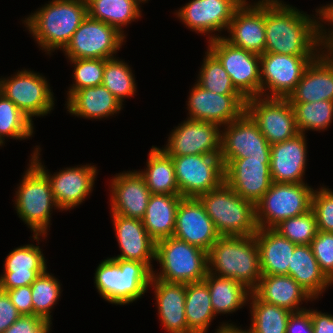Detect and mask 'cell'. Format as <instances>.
Listing matches in <instances>:
<instances>
[{
  "instance_id": "681fc988",
  "label": "cell",
  "mask_w": 333,
  "mask_h": 333,
  "mask_svg": "<svg viewBox=\"0 0 333 333\" xmlns=\"http://www.w3.org/2000/svg\"><path fill=\"white\" fill-rule=\"evenodd\" d=\"M6 292L21 316L33 315L32 291L30 285L6 290Z\"/></svg>"
},
{
  "instance_id": "f1b7e54d",
  "label": "cell",
  "mask_w": 333,
  "mask_h": 333,
  "mask_svg": "<svg viewBox=\"0 0 333 333\" xmlns=\"http://www.w3.org/2000/svg\"><path fill=\"white\" fill-rule=\"evenodd\" d=\"M252 292L260 300L286 308L291 312L306 310V308H300L302 301L308 302L314 299L289 275H262Z\"/></svg>"
},
{
  "instance_id": "9f6ffc18",
  "label": "cell",
  "mask_w": 333,
  "mask_h": 333,
  "mask_svg": "<svg viewBox=\"0 0 333 333\" xmlns=\"http://www.w3.org/2000/svg\"><path fill=\"white\" fill-rule=\"evenodd\" d=\"M323 49V51L333 60V36H323Z\"/></svg>"
},
{
  "instance_id": "1f68e13d",
  "label": "cell",
  "mask_w": 333,
  "mask_h": 333,
  "mask_svg": "<svg viewBox=\"0 0 333 333\" xmlns=\"http://www.w3.org/2000/svg\"><path fill=\"white\" fill-rule=\"evenodd\" d=\"M180 194H151L142 219L148 235L158 242L173 236Z\"/></svg>"
},
{
  "instance_id": "30bf717a",
  "label": "cell",
  "mask_w": 333,
  "mask_h": 333,
  "mask_svg": "<svg viewBox=\"0 0 333 333\" xmlns=\"http://www.w3.org/2000/svg\"><path fill=\"white\" fill-rule=\"evenodd\" d=\"M46 78L23 69L9 78H0V93L11 100L29 119L53 110L54 96Z\"/></svg>"
},
{
  "instance_id": "5b68a950",
  "label": "cell",
  "mask_w": 333,
  "mask_h": 333,
  "mask_svg": "<svg viewBox=\"0 0 333 333\" xmlns=\"http://www.w3.org/2000/svg\"><path fill=\"white\" fill-rule=\"evenodd\" d=\"M199 200L220 236L246 237L257 232L255 204L243 199L225 182Z\"/></svg>"
},
{
  "instance_id": "74e56055",
  "label": "cell",
  "mask_w": 333,
  "mask_h": 333,
  "mask_svg": "<svg viewBox=\"0 0 333 333\" xmlns=\"http://www.w3.org/2000/svg\"><path fill=\"white\" fill-rule=\"evenodd\" d=\"M251 324L253 333H286L291 311L286 308L266 303L253 292L249 297Z\"/></svg>"
},
{
  "instance_id": "d590c367",
  "label": "cell",
  "mask_w": 333,
  "mask_h": 333,
  "mask_svg": "<svg viewBox=\"0 0 333 333\" xmlns=\"http://www.w3.org/2000/svg\"><path fill=\"white\" fill-rule=\"evenodd\" d=\"M185 317L191 333H206L215 314L207 283H188L186 286Z\"/></svg>"
},
{
  "instance_id": "ba28073f",
  "label": "cell",
  "mask_w": 333,
  "mask_h": 333,
  "mask_svg": "<svg viewBox=\"0 0 333 333\" xmlns=\"http://www.w3.org/2000/svg\"><path fill=\"white\" fill-rule=\"evenodd\" d=\"M314 189L306 183H272L255 204L258 228H274L281 221L311 210Z\"/></svg>"
},
{
  "instance_id": "e0dca14e",
  "label": "cell",
  "mask_w": 333,
  "mask_h": 333,
  "mask_svg": "<svg viewBox=\"0 0 333 333\" xmlns=\"http://www.w3.org/2000/svg\"><path fill=\"white\" fill-rule=\"evenodd\" d=\"M221 126L187 118L175 127L162 149L169 156L220 154Z\"/></svg>"
},
{
  "instance_id": "cb8c5ba5",
  "label": "cell",
  "mask_w": 333,
  "mask_h": 333,
  "mask_svg": "<svg viewBox=\"0 0 333 333\" xmlns=\"http://www.w3.org/2000/svg\"><path fill=\"white\" fill-rule=\"evenodd\" d=\"M121 254L111 259L144 263L151 271L155 260L156 242L148 235L142 220L111 214Z\"/></svg>"
},
{
  "instance_id": "ac0fdd59",
  "label": "cell",
  "mask_w": 333,
  "mask_h": 333,
  "mask_svg": "<svg viewBox=\"0 0 333 333\" xmlns=\"http://www.w3.org/2000/svg\"><path fill=\"white\" fill-rule=\"evenodd\" d=\"M243 2L244 0H191L175 13L176 17L192 31L208 34L210 41L223 37L210 33L226 31L235 10Z\"/></svg>"
},
{
  "instance_id": "f35d334b",
  "label": "cell",
  "mask_w": 333,
  "mask_h": 333,
  "mask_svg": "<svg viewBox=\"0 0 333 333\" xmlns=\"http://www.w3.org/2000/svg\"><path fill=\"white\" fill-rule=\"evenodd\" d=\"M295 113L299 133L307 130H326L333 120V101L290 103Z\"/></svg>"
},
{
  "instance_id": "f907efd6",
  "label": "cell",
  "mask_w": 333,
  "mask_h": 333,
  "mask_svg": "<svg viewBox=\"0 0 333 333\" xmlns=\"http://www.w3.org/2000/svg\"><path fill=\"white\" fill-rule=\"evenodd\" d=\"M20 316L7 292L0 290V333L7 330Z\"/></svg>"
},
{
  "instance_id": "bcb514c9",
  "label": "cell",
  "mask_w": 333,
  "mask_h": 333,
  "mask_svg": "<svg viewBox=\"0 0 333 333\" xmlns=\"http://www.w3.org/2000/svg\"><path fill=\"white\" fill-rule=\"evenodd\" d=\"M311 210L314 212L318 231L333 232V191L328 187L314 190Z\"/></svg>"
},
{
  "instance_id": "83f0119b",
  "label": "cell",
  "mask_w": 333,
  "mask_h": 333,
  "mask_svg": "<svg viewBox=\"0 0 333 333\" xmlns=\"http://www.w3.org/2000/svg\"><path fill=\"white\" fill-rule=\"evenodd\" d=\"M161 323L168 333H191L185 317L186 283H168L151 278Z\"/></svg>"
},
{
  "instance_id": "e575fe53",
  "label": "cell",
  "mask_w": 333,
  "mask_h": 333,
  "mask_svg": "<svg viewBox=\"0 0 333 333\" xmlns=\"http://www.w3.org/2000/svg\"><path fill=\"white\" fill-rule=\"evenodd\" d=\"M146 165L138 172L152 194H180L172 157L162 148L152 146Z\"/></svg>"
},
{
  "instance_id": "d6986e66",
  "label": "cell",
  "mask_w": 333,
  "mask_h": 333,
  "mask_svg": "<svg viewBox=\"0 0 333 333\" xmlns=\"http://www.w3.org/2000/svg\"><path fill=\"white\" fill-rule=\"evenodd\" d=\"M189 93V119L216 123L223 128L246 111L247 99L243 95H220L197 83Z\"/></svg>"
},
{
  "instance_id": "f5cc1de1",
  "label": "cell",
  "mask_w": 333,
  "mask_h": 333,
  "mask_svg": "<svg viewBox=\"0 0 333 333\" xmlns=\"http://www.w3.org/2000/svg\"><path fill=\"white\" fill-rule=\"evenodd\" d=\"M313 333H333V315L310 309Z\"/></svg>"
},
{
  "instance_id": "c3c4849f",
  "label": "cell",
  "mask_w": 333,
  "mask_h": 333,
  "mask_svg": "<svg viewBox=\"0 0 333 333\" xmlns=\"http://www.w3.org/2000/svg\"><path fill=\"white\" fill-rule=\"evenodd\" d=\"M51 324L48 320L35 315L20 316L3 333H50Z\"/></svg>"
},
{
  "instance_id": "7c38bea8",
  "label": "cell",
  "mask_w": 333,
  "mask_h": 333,
  "mask_svg": "<svg viewBox=\"0 0 333 333\" xmlns=\"http://www.w3.org/2000/svg\"><path fill=\"white\" fill-rule=\"evenodd\" d=\"M208 43L207 48L222 63L234 87L246 99L261 96L260 55L235 47L223 37Z\"/></svg>"
},
{
  "instance_id": "816d5d0a",
  "label": "cell",
  "mask_w": 333,
  "mask_h": 333,
  "mask_svg": "<svg viewBox=\"0 0 333 333\" xmlns=\"http://www.w3.org/2000/svg\"><path fill=\"white\" fill-rule=\"evenodd\" d=\"M286 333H313L312 320L309 310L292 312L287 323Z\"/></svg>"
},
{
  "instance_id": "5bb4252c",
  "label": "cell",
  "mask_w": 333,
  "mask_h": 333,
  "mask_svg": "<svg viewBox=\"0 0 333 333\" xmlns=\"http://www.w3.org/2000/svg\"><path fill=\"white\" fill-rule=\"evenodd\" d=\"M246 112L256 122L270 145L299 134L293 106L287 98H249L246 101Z\"/></svg>"
},
{
  "instance_id": "3957f363",
  "label": "cell",
  "mask_w": 333,
  "mask_h": 333,
  "mask_svg": "<svg viewBox=\"0 0 333 333\" xmlns=\"http://www.w3.org/2000/svg\"><path fill=\"white\" fill-rule=\"evenodd\" d=\"M208 272L232 278L253 291L262 276L255 235L220 236L208 252Z\"/></svg>"
},
{
  "instance_id": "9a60e30c",
  "label": "cell",
  "mask_w": 333,
  "mask_h": 333,
  "mask_svg": "<svg viewBox=\"0 0 333 333\" xmlns=\"http://www.w3.org/2000/svg\"><path fill=\"white\" fill-rule=\"evenodd\" d=\"M37 147L30 160L47 176L58 208L62 211L70 210L85 201L93 190L97 167L91 164L75 166L51 175L39 160L40 147Z\"/></svg>"
},
{
  "instance_id": "2e32d148",
  "label": "cell",
  "mask_w": 333,
  "mask_h": 333,
  "mask_svg": "<svg viewBox=\"0 0 333 333\" xmlns=\"http://www.w3.org/2000/svg\"><path fill=\"white\" fill-rule=\"evenodd\" d=\"M224 182L243 199L256 204L271 187V157L221 158Z\"/></svg>"
},
{
  "instance_id": "4dcf8cb0",
  "label": "cell",
  "mask_w": 333,
  "mask_h": 333,
  "mask_svg": "<svg viewBox=\"0 0 333 333\" xmlns=\"http://www.w3.org/2000/svg\"><path fill=\"white\" fill-rule=\"evenodd\" d=\"M66 103L71 115L88 119L107 118L123 108L122 103L103 85L75 91Z\"/></svg>"
},
{
  "instance_id": "60d3db41",
  "label": "cell",
  "mask_w": 333,
  "mask_h": 333,
  "mask_svg": "<svg viewBox=\"0 0 333 333\" xmlns=\"http://www.w3.org/2000/svg\"><path fill=\"white\" fill-rule=\"evenodd\" d=\"M196 83L205 90L220 95H242L233 85L232 80L219 59L208 49Z\"/></svg>"
},
{
  "instance_id": "7dc6e473",
  "label": "cell",
  "mask_w": 333,
  "mask_h": 333,
  "mask_svg": "<svg viewBox=\"0 0 333 333\" xmlns=\"http://www.w3.org/2000/svg\"><path fill=\"white\" fill-rule=\"evenodd\" d=\"M310 246L320 270L333 283V232L318 231Z\"/></svg>"
},
{
  "instance_id": "7402d4cb",
  "label": "cell",
  "mask_w": 333,
  "mask_h": 333,
  "mask_svg": "<svg viewBox=\"0 0 333 333\" xmlns=\"http://www.w3.org/2000/svg\"><path fill=\"white\" fill-rule=\"evenodd\" d=\"M223 37L231 45L261 55L265 50V0L251 5L247 0L235 10Z\"/></svg>"
},
{
  "instance_id": "6da1fadb",
  "label": "cell",
  "mask_w": 333,
  "mask_h": 333,
  "mask_svg": "<svg viewBox=\"0 0 333 333\" xmlns=\"http://www.w3.org/2000/svg\"><path fill=\"white\" fill-rule=\"evenodd\" d=\"M313 17L280 0H265L264 52L318 56L323 50L324 25L321 17Z\"/></svg>"
},
{
  "instance_id": "4316f807",
  "label": "cell",
  "mask_w": 333,
  "mask_h": 333,
  "mask_svg": "<svg viewBox=\"0 0 333 333\" xmlns=\"http://www.w3.org/2000/svg\"><path fill=\"white\" fill-rule=\"evenodd\" d=\"M287 99L290 103L333 101V60L324 51L306 67Z\"/></svg>"
},
{
  "instance_id": "836d02e7",
  "label": "cell",
  "mask_w": 333,
  "mask_h": 333,
  "mask_svg": "<svg viewBox=\"0 0 333 333\" xmlns=\"http://www.w3.org/2000/svg\"><path fill=\"white\" fill-rule=\"evenodd\" d=\"M204 281L210 292L215 316L233 313L249 302L252 291L232 278L219 277L207 272Z\"/></svg>"
},
{
  "instance_id": "484cf974",
  "label": "cell",
  "mask_w": 333,
  "mask_h": 333,
  "mask_svg": "<svg viewBox=\"0 0 333 333\" xmlns=\"http://www.w3.org/2000/svg\"><path fill=\"white\" fill-rule=\"evenodd\" d=\"M39 246L27 244L9 252L4 274L0 276V290L6 291L31 285L48 267Z\"/></svg>"
},
{
  "instance_id": "8d00e7d4",
  "label": "cell",
  "mask_w": 333,
  "mask_h": 333,
  "mask_svg": "<svg viewBox=\"0 0 333 333\" xmlns=\"http://www.w3.org/2000/svg\"><path fill=\"white\" fill-rule=\"evenodd\" d=\"M88 15L124 35L123 26L141 17V5L134 0H86Z\"/></svg>"
},
{
  "instance_id": "8fae6325",
  "label": "cell",
  "mask_w": 333,
  "mask_h": 333,
  "mask_svg": "<svg viewBox=\"0 0 333 333\" xmlns=\"http://www.w3.org/2000/svg\"><path fill=\"white\" fill-rule=\"evenodd\" d=\"M125 38L116 28L87 15L62 51L69 59H110Z\"/></svg>"
},
{
  "instance_id": "ab89813d",
  "label": "cell",
  "mask_w": 333,
  "mask_h": 333,
  "mask_svg": "<svg viewBox=\"0 0 333 333\" xmlns=\"http://www.w3.org/2000/svg\"><path fill=\"white\" fill-rule=\"evenodd\" d=\"M33 129V121L0 93V143L5 144V137L28 139L33 135Z\"/></svg>"
},
{
  "instance_id": "ffe728a7",
  "label": "cell",
  "mask_w": 333,
  "mask_h": 333,
  "mask_svg": "<svg viewBox=\"0 0 333 333\" xmlns=\"http://www.w3.org/2000/svg\"><path fill=\"white\" fill-rule=\"evenodd\" d=\"M221 158L271 157V145L245 111L221 131Z\"/></svg>"
},
{
  "instance_id": "44dd1931",
  "label": "cell",
  "mask_w": 333,
  "mask_h": 333,
  "mask_svg": "<svg viewBox=\"0 0 333 333\" xmlns=\"http://www.w3.org/2000/svg\"><path fill=\"white\" fill-rule=\"evenodd\" d=\"M173 237L209 252L220 235L199 198L183 197L176 211Z\"/></svg>"
},
{
  "instance_id": "277c9868",
  "label": "cell",
  "mask_w": 333,
  "mask_h": 333,
  "mask_svg": "<svg viewBox=\"0 0 333 333\" xmlns=\"http://www.w3.org/2000/svg\"><path fill=\"white\" fill-rule=\"evenodd\" d=\"M151 278L152 271L144 263L107 258L98 265L94 283L105 301L125 305L145 294Z\"/></svg>"
},
{
  "instance_id": "603a6c76",
  "label": "cell",
  "mask_w": 333,
  "mask_h": 333,
  "mask_svg": "<svg viewBox=\"0 0 333 333\" xmlns=\"http://www.w3.org/2000/svg\"><path fill=\"white\" fill-rule=\"evenodd\" d=\"M111 213L142 220L151 196L138 171L118 173L111 179Z\"/></svg>"
},
{
  "instance_id": "7bdbcfd3",
  "label": "cell",
  "mask_w": 333,
  "mask_h": 333,
  "mask_svg": "<svg viewBox=\"0 0 333 333\" xmlns=\"http://www.w3.org/2000/svg\"><path fill=\"white\" fill-rule=\"evenodd\" d=\"M32 291L33 315L52 323L51 311L60 298L61 285L57 278L47 272L40 274L30 285Z\"/></svg>"
},
{
  "instance_id": "4fadbf2b",
  "label": "cell",
  "mask_w": 333,
  "mask_h": 333,
  "mask_svg": "<svg viewBox=\"0 0 333 333\" xmlns=\"http://www.w3.org/2000/svg\"><path fill=\"white\" fill-rule=\"evenodd\" d=\"M316 57L267 52L261 54V96L288 98L301 80L306 67Z\"/></svg>"
},
{
  "instance_id": "f6af8a7d",
  "label": "cell",
  "mask_w": 333,
  "mask_h": 333,
  "mask_svg": "<svg viewBox=\"0 0 333 333\" xmlns=\"http://www.w3.org/2000/svg\"><path fill=\"white\" fill-rule=\"evenodd\" d=\"M75 66L74 82L67 92V99L82 88L102 85L105 69V59L85 58L68 59Z\"/></svg>"
},
{
  "instance_id": "db71d44e",
  "label": "cell",
  "mask_w": 333,
  "mask_h": 333,
  "mask_svg": "<svg viewBox=\"0 0 333 333\" xmlns=\"http://www.w3.org/2000/svg\"><path fill=\"white\" fill-rule=\"evenodd\" d=\"M316 10V16L319 15L323 19L324 24L327 22L331 27V31L329 30L327 33V29L325 30L326 27L323 26V36H333V3L321 6Z\"/></svg>"
},
{
  "instance_id": "8992f818",
  "label": "cell",
  "mask_w": 333,
  "mask_h": 333,
  "mask_svg": "<svg viewBox=\"0 0 333 333\" xmlns=\"http://www.w3.org/2000/svg\"><path fill=\"white\" fill-rule=\"evenodd\" d=\"M29 162L28 169L15 193L14 205L17 215L33 231V239L38 242L39 236H47L51 209L54 207L59 210V208L47 176L31 160Z\"/></svg>"
},
{
  "instance_id": "d4e9b609",
  "label": "cell",
  "mask_w": 333,
  "mask_h": 333,
  "mask_svg": "<svg viewBox=\"0 0 333 333\" xmlns=\"http://www.w3.org/2000/svg\"><path fill=\"white\" fill-rule=\"evenodd\" d=\"M305 134L271 145L270 174L274 183H305L307 160Z\"/></svg>"
},
{
  "instance_id": "7a4b0ae2",
  "label": "cell",
  "mask_w": 333,
  "mask_h": 333,
  "mask_svg": "<svg viewBox=\"0 0 333 333\" xmlns=\"http://www.w3.org/2000/svg\"><path fill=\"white\" fill-rule=\"evenodd\" d=\"M39 9V10H38ZM23 20L41 50H63L88 15L86 0H52Z\"/></svg>"
},
{
  "instance_id": "b9f144b4",
  "label": "cell",
  "mask_w": 333,
  "mask_h": 333,
  "mask_svg": "<svg viewBox=\"0 0 333 333\" xmlns=\"http://www.w3.org/2000/svg\"><path fill=\"white\" fill-rule=\"evenodd\" d=\"M102 85L123 105L124 99L135 95L136 83L130 66L116 57L105 59Z\"/></svg>"
},
{
  "instance_id": "11a10c76",
  "label": "cell",
  "mask_w": 333,
  "mask_h": 333,
  "mask_svg": "<svg viewBox=\"0 0 333 333\" xmlns=\"http://www.w3.org/2000/svg\"><path fill=\"white\" fill-rule=\"evenodd\" d=\"M215 333H253L251 328L248 330H242L240 327H237L236 325L232 323H222L221 326H219V329Z\"/></svg>"
},
{
  "instance_id": "ee69618b",
  "label": "cell",
  "mask_w": 333,
  "mask_h": 333,
  "mask_svg": "<svg viewBox=\"0 0 333 333\" xmlns=\"http://www.w3.org/2000/svg\"><path fill=\"white\" fill-rule=\"evenodd\" d=\"M273 229L296 245H310L318 232L317 221L312 210L303 215L285 219Z\"/></svg>"
},
{
  "instance_id": "52a82bcc",
  "label": "cell",
  "mask_w": 333,
  "mask_h": 333,
  "mask_svg": "<svg viewBox=\"0 0 333 333\" xmlns=\"http://www.w3.org/2000/svg\"><path fill=\"white\" fill-rule=\"evenodd\" d=\"M155 260L161 270L152 278L168 283L199 282L208 272V252L173 236L156 242Z\"/></svg>"
},
{
  "instance_id": "d6a6232c",
  "label": "cell",
  "mask_w": 333,
  "mask_h": 333,
  "mask_svg": "<svg viewBox=\"0 0 333 333\" xmlns=\"http://www.w3.org/2000/svg\"><path fill=\"white\" fill-rule=\"evenodd\" d=\"M288 275L295 279L314 300L333 284L320 270L310 245L295 246Z\"/></svg>"
},
{
  "instance_id": "6f0895ef",
  "label": "cell",
  "mask_w": 333,
  "mask_h": 333,
  "mask_svg": "<svg viewBox=\"0 0 333 333\" xmlns=\"http://www.w3.org/2000/svg\"><path fill=\"white\" fill-rule=\"evenodd\" d=\"M134 1L140 5L141 2H142V3H143V2L145 3V2H147L148 0H134Z\"/></svg>"
},
{
  "instance_id": "9c48e42d",
  "label": "cell",
  "mask_w": 333,
  "mask_h": 333,
  "mask_svg": "<svg viewBox=\"0 0 333 333\" xmlns=\"http://www.w3.org/2000/svg\"><path fill=\"white\" fill-rule=\"evenodd\" d=\"M179 193L184 198H199L224 182L220 154L171 156Z\"/></svg>"
},
{
  "instance_id": "f546056e",
  "label": "cell",
  "mask_w": 333,
  "mask_h": 333,
  "mask_svg": "<svg viewBox=\"0 0 333 333\" xmlns=\"http://www.w3.org/2000/svg\"><path fill=\"white\" fill-rule=\"evenodd\" d=\"M262 275H288L296 244L273 228H258L255 233Z\"/></svg>"
}]
</instances>
